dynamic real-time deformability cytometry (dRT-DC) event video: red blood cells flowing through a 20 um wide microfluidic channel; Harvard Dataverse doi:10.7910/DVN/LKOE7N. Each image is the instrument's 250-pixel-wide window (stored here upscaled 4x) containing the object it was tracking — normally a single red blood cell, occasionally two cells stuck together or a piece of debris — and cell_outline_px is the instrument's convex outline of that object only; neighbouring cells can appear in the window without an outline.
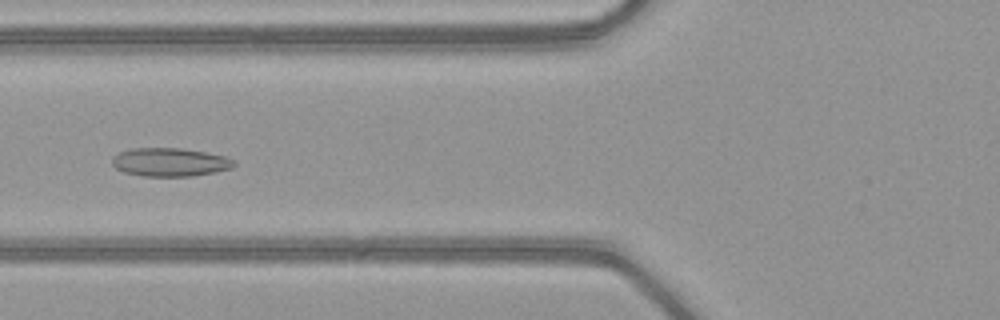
{"species": "common noctule bat (a hibernating species)", "species_latin": "Nyctalus noctula", "temperature_condition": "warm", "stored_images_in_passage": 51, "camera_frame_rate_fps": 3000, "um_per_image_px": 0.085, "animal": {"sex": "female", "body_mass_g": 21.9}, "frame": {"image": 1, "passage_image": 21, "time_ms": 6.667, "image_size_px": [1000, 320], "cell_outline_px": [[236, 164], [232, 168], [216, 172], [192, 176], [144, 176], [124, 172], [116, 168], [112, 164], [112, 156], [120, 152], [132, 148], [180, 148], [228, 156], [236, 160]], "centroid_in_image_um": [14.48, 13.78], "position_along_channel_um": 111.3, "area_um2": 20.35}}
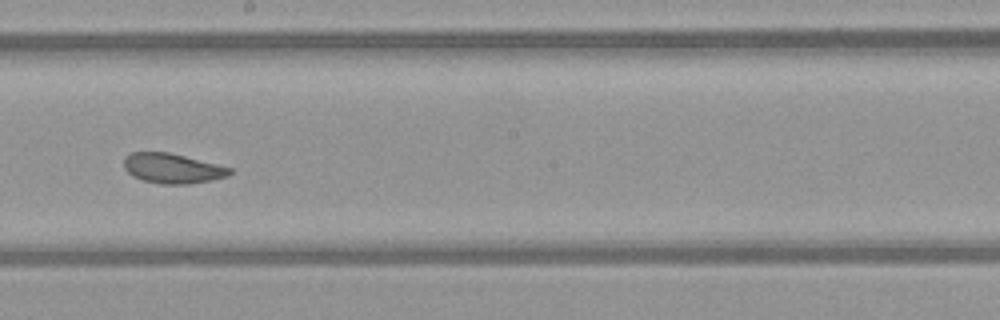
{"frame": {"image": 2, "passage_image": 30, "time_ms": 9.667, "image_size_px": [1000, 320], "cell_outline_px": [[232, 172], [228, 176], [212, 180], [188, 184], [160, 184], [144, 180], [132, 176], [124, 168], [124, 156], [132, 152], [168, 152], [232, 168]], "centroid_in_image_um": [14.64, 14.31], "position_along_channel_um": 233.6, "area_um2": 18.38}}
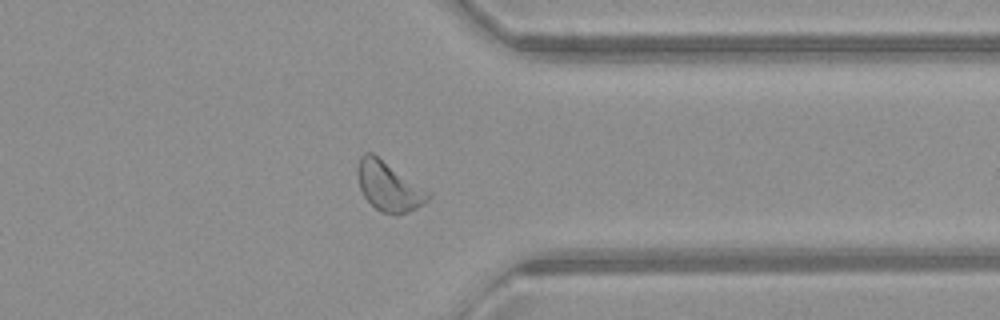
{"frame": {"image": 3, "passage_image": 41, "time_ms": 13.333, "image_size_px": [1000, 320], "cell_outline_px": [[432, 196], [424, 204], [408, 212], [380, 212], [364, 196], [360, 188], [356, 172], [356, 168], [360, 156], [364, 152], [372, 152], [432, 192]], "centroid_in_image_um": [33.06, 15.79], "position_along_channel_um": 378.3, "area_um2": 20.35}, "authors_computed_cell_mechanics": {"area_um2": 20.9814, "velocity_mm_per_s": 4.0539, "shape_relaxation_time_tau1_ms": 8.0262, "shape_relaxation_time_tau2_ms": 2.3205, "deformation_change_tau1": 0.1352, "deformation_change_tau2": 0.0762}}